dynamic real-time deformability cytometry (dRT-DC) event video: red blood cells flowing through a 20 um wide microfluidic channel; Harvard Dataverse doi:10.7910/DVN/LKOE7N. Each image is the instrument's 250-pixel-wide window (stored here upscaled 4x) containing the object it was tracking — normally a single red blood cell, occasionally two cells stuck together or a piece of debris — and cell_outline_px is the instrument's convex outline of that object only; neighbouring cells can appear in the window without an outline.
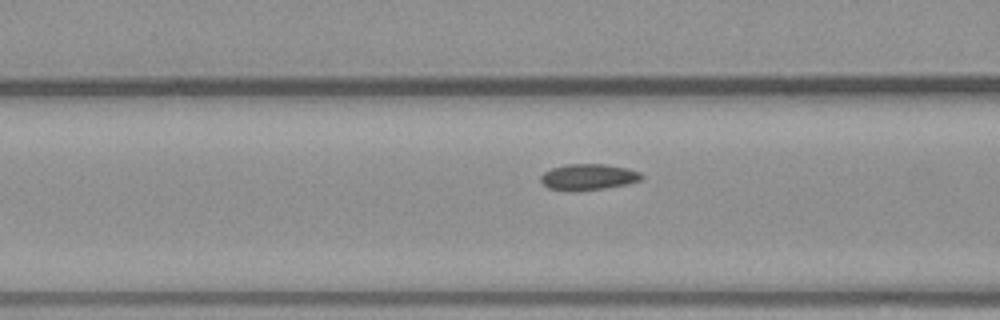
{"species": "common noctule bat (a hibernating species)", "species_latin": "Nyctalus noctula", "temperature_condition": "warm", "stored_images_in_passage": 33, "camera_frame_rate_fps": 3000, "um_per_image_px": 0.085, "animal": {"sex": "male", "body_mass_g": 23.1, "forearm_length_mm": 52.7}, "frame": {"image": 1, "passage_image": 15, "time_ms": 4.667, "image_size_px": [1000, 320], "cell_outline_px": [[644, 180], [628, 184], [604, 188], [572, 192], [548, 188], [540, 180], [540, 176], [544, 172], [552, 168], [564, 164], [604, 164], [628, 168], [640, 172], [644, 176]], "centroid_in_image_um": [50.03, 15.05], "position_along_channel_um": 116.6, "area_um2": 15.61}}
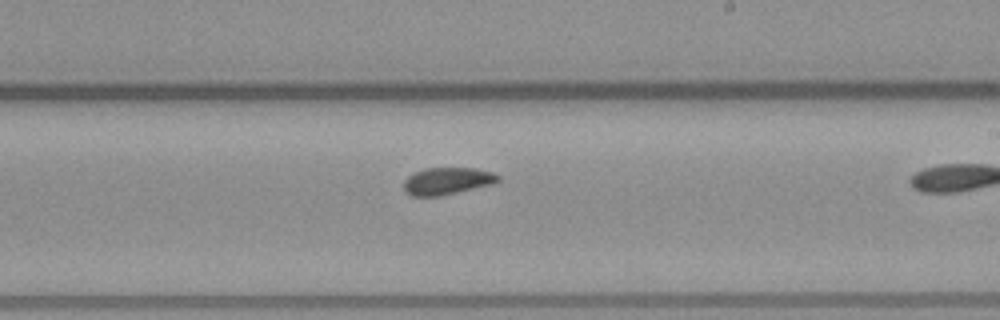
{"frame": {"image": 2, "passage_image": 24, "time_ms": 7.667, "image_size_px": [1000, 320], "cell_outline_px": [[500, 180], [492, 184], [440, 196], [412, 196], [404, 188], [404, 180], [408, 176], [424, 168], [476, 168], [492, 172], [500, 176]], "centroid_in_image_um": [38.03, 15.38], "position_along_channel_um": 251.0, "area_um2": 14.8}}
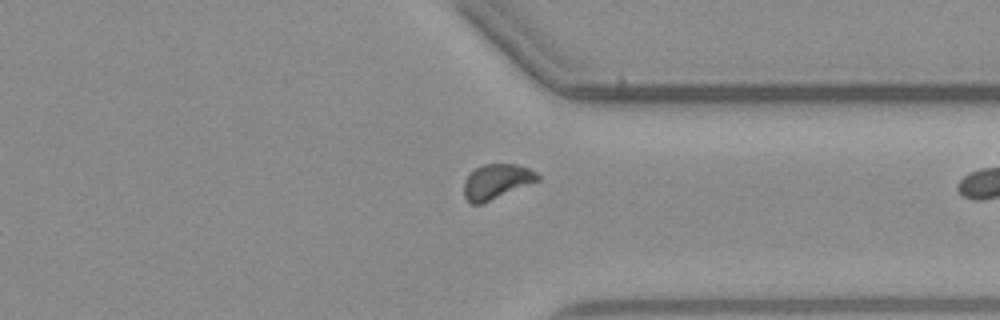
{"frame": {"image": 3, "passage_image": 32, "time_ms": 10.333, "image_size_px": [1000, 320], "cell_outline_px": [[540, 180], [484, 204], [468, 204], [464, 196], [464, 180], [476, 168], [484, 164], [516, 164], [528, 168], [536, 172], [540, 176]], "centroid_in_image_um": [42.21, 15.46], "position_along_channel_um": 369.2, "area_um2": 15.2}}